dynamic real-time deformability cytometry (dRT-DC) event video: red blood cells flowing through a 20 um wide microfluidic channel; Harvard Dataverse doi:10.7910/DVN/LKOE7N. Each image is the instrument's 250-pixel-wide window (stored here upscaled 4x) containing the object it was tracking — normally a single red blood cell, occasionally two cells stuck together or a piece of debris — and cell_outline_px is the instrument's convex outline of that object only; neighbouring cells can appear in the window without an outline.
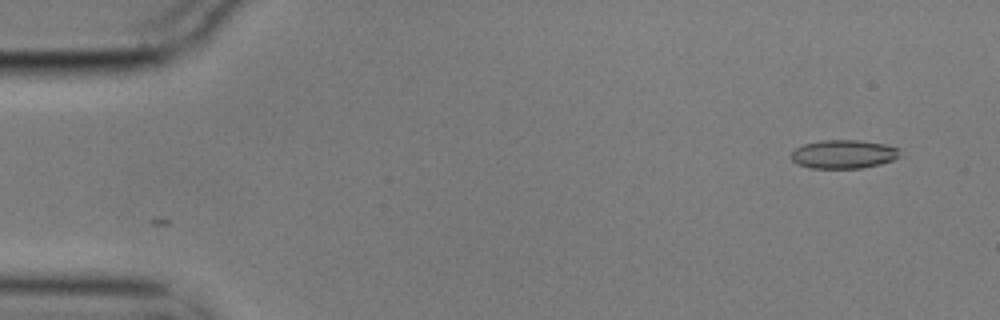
{"species": "common noctule bat (a hibernating species)", "species_latin": "Nyctalus noctula", "temperature_condition": "cold", "stored_images_in_passage": 4, "camera_frame_rate_fps": 3000, "um_per_image_px": 0.085, "animal": {"sex": "male", "body_mass_g": 17.9}, "frame": {"image": 1, "passage_image": 1, "time_ms": 0.0, "image_size_px": [1000, 320], "cell_outline_px": [[900, 156], [892, 160], [880, 164], [860, 168], [808, 168], [796, 164], [788, 156], [796, 148], [804, 144], [820, 140], [860, 140], [884, 144], [900, 148]], "centroid_in_image_um": [71.67, 13.1], "position_along_channel_um": 13.3, "area_um2": 18.32}}
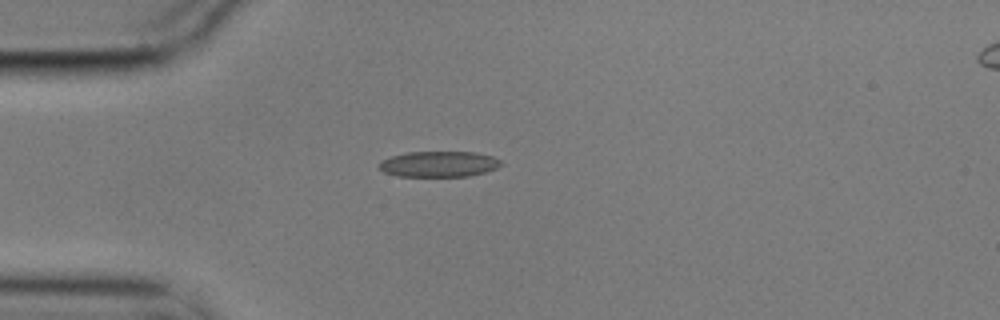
{"frame": {"image": 2, "passage_image": 4, "time_ms": 1.0, "image_size_px": [1000, 320], "cell_outline_px": [[504, 164], [496, 168], [484, 172], [468, 176], [396, 176], [384, 172], [380, 168], [380, 160], [404, 152], [476, 152], [492, 156], [500, 160]], "centroid_in_image_um": [37.31, 13.94], "position_along_channel_um": 47.7, "area_um2": 18.26}}